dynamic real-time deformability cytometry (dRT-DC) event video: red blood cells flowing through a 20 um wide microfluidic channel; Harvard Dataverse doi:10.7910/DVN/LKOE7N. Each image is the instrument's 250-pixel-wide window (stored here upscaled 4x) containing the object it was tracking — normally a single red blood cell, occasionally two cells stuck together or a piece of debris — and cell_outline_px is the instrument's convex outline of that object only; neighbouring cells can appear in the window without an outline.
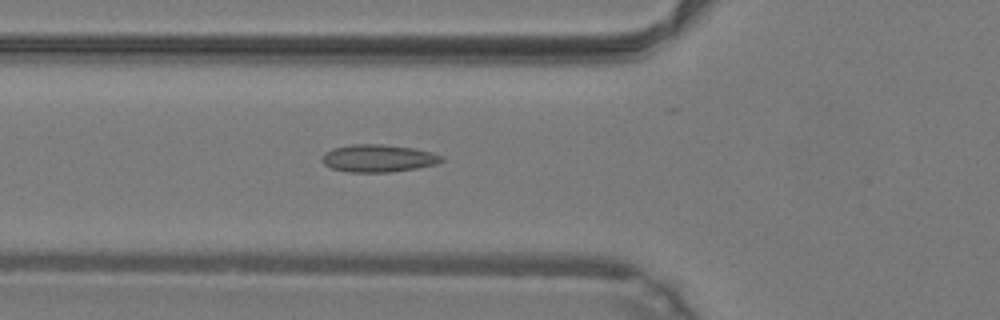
{"species": "common noctule bat (a hibernating species)", "species_latin": "Nyctalus noctula", "temperature_condition": "warm", "stored_images_in_passage": 49, "camera_frame_rate_fps": 3000, "um_per_image_px": 0.085, "animal": {"sex": "male", "body_mass_g": 19.2, "forearm_length_mm": 51.8}, "frame": {"image": 1, "passage_image": 18, "time_ms": 5.667, "image_size_px": [1000, 320], "cell_outline_px": [[444, 160], [436, 164], [416, 168], [392, 172], [348, 172], [332, 168], [324, 164], [320, 160], [324, 152], [332, 148], [352, 144], [380, 144], [416, 148], [432, 152], [444, 156]], "centroid_in_image_um": [32.15, 13.45], "position_along_channel_um": 93.7, "area_um2": 19.36}}
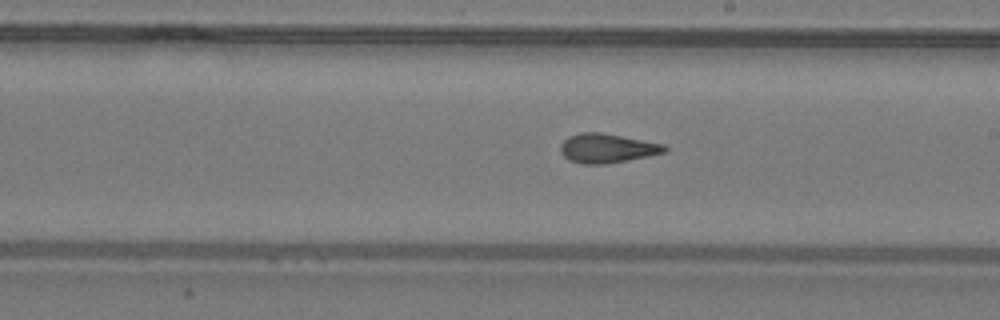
{"frame": {"image": 2, "passage_image": 28, "time_ms": 9.0, "image_size_px": [1000, 320], "cell_outline_px": [[668, 152], [628, 160], [604, 164], [584, 164], [568, 160], [560, 152], [560, 144], [568, 136], [580, 132], [600, 132], [664, 144], [668, 148]], "centroid_in_image_um": [51.59, 12.6], "position_along_channel_um": 237.4, "area_um2": 17.8}}
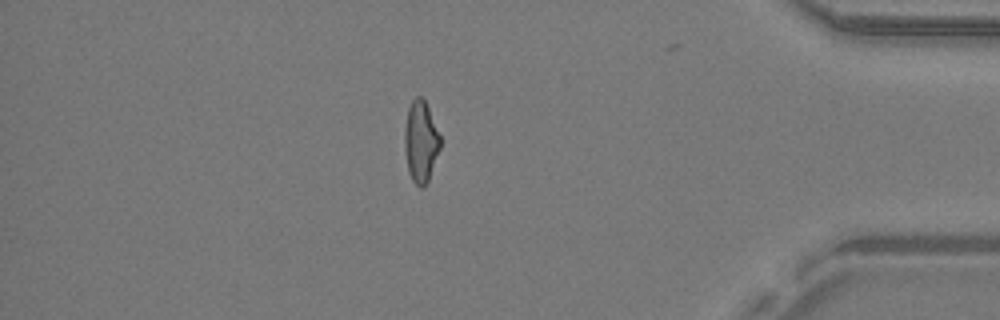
{"frame": {"image": 3, "passage_image": 42, "time_ms": 13.667, "image_size_px": [1000, 320], "cell_outline_px": [[440, 148], [428, 180], [424, 188], [420, 188], [412, 180], [408, 172], [404, 148], [404, 128], [408, 108], [412, 100], [416, 96], [420, 96], [424, 100], [428, 108], [440, 136]], "centroid_in_image_um": [35.74, 12.05], "position_along_channel_um": 399.5, "area_um2": 16.88}, "authors_computed_cell_mechanics": {"area_um2": 17.7446, "velocity_mm_per_s": 4.2807, "shape_relaxation_time_tau1_ms": 7.6467, "shape_relaxation_time_tau2_ms": 1.3999, "deformation_change_tau1": 0.1849, "deformation_change_tau2": 0.0923}}